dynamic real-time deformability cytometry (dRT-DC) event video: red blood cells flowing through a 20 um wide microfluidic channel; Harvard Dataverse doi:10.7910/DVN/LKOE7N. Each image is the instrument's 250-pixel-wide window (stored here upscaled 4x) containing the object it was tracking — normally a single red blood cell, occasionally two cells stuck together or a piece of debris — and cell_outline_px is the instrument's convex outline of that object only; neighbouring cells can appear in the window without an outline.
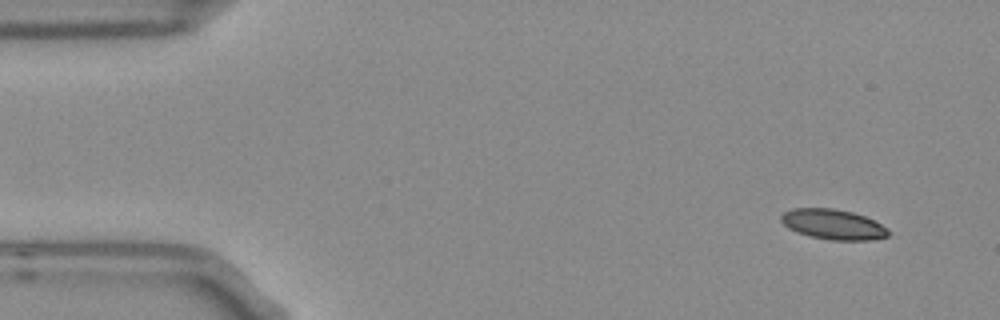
{"species": "Egyptian fruit bat (a non-hibernating species)", "species_latin": "Rousettus aegyptiacus", "temperature_condition": "room temperature", "stored_images_in_passage": 5, "camera_frame_rate_fps": 3000, "um_per_image_px": 0.085, "frame": {"image": 1, "passage_image": 1, "time_ms": 0.0, "image_size_px": [1000, 320], "cell_outline_px": [[888, 236], [872, 240], [832, 240], [812, 236], [796, 232], [788, 228], [780, 220], [780, 216], [784, 212], [792, 208], [832, 208], [852, 212], [864, 216], [888, 228]], "centroid_in_image_um": [70.79, 19.07], "position_along_channel_um": 14.2, "area_um2": 18.73}}
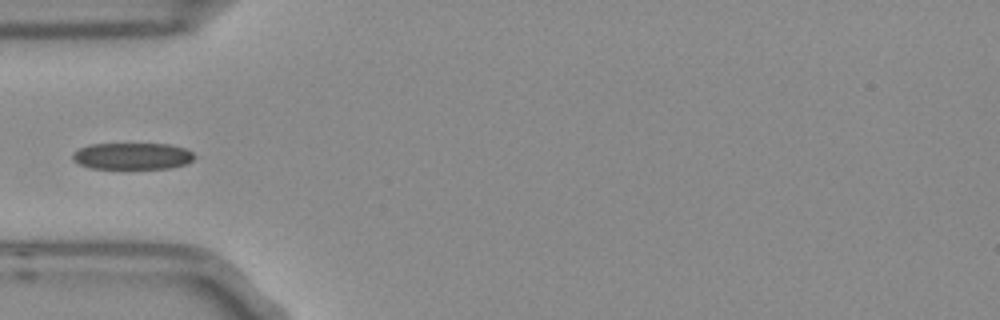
{"frame": {"image": 2, "passage_image": 4, "time_ms": 1.0, "image_size_px": [1000, 320], "cell_outline_px": [[196, 156], [192, 160], [184, 164], [168, 168], [88, 168], [72, 160], [72, 152], [88, 144], [168, 144], [184, 148], [192, 152]], "centroid_in_image_um": [11.21, 13.26], "position_along_channel_um": 73.8, "area_um2": 18.84}}
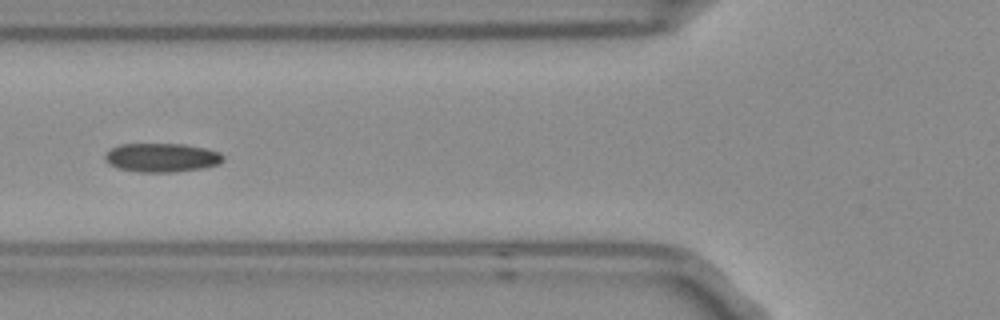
{"frame": {"image": 3, "passage_image": 5, "time_ms": 1.333, "image_size_px": [1000, 320], "cell_outline_px": [[224, 160], [220, 164], [204, 168], [172, 172], [140, 172], [120, 168], [108, 164], [104, 160], [104, 156], [112, 148], [120, 144], [184, 144], [204, 148], [220, 152], [224, 156]], "centroid_in_image_um": [13.77, 13.4], "position_along_channel_um": 112.0, "area_um2": 19.88}}